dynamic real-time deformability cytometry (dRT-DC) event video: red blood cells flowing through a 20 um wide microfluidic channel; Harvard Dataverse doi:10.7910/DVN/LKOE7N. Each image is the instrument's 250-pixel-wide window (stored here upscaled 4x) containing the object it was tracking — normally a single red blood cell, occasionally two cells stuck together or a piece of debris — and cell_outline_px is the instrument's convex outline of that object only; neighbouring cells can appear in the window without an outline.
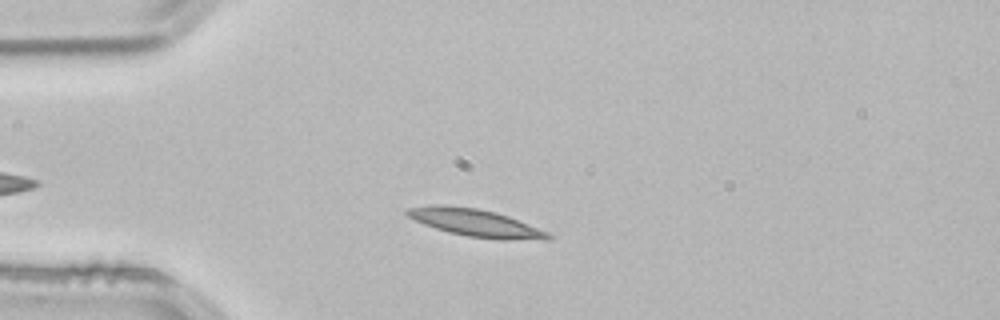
{"species": "common noctule bat (a hibernating species)", "species_latin": "Nyctalus noctula", "temperature_condition": "room temperature", "stored_images_in_passage": 43, "camera_frame_rate_fps": 3000, "um_per_image_px": 0.085, "animal": {"sex": "male", "body_mass_g": 21.5, "forearm_length_mm": 52.0}, "frame": {"image": 1, "passage_image": 10, "time_ms": 3.0, "image_size_px": [1000, 320], "cell_outline_px": [[552, 240], [500, 240], [468, 236], [448, 232], [424, 224], [408, 216], [404, 212], [408, 208], [432, 204], [448, 204], [476, 208], [496, 212], [508, 216], [548, 232], [552, 236]], "centroid_in_image_um": [40.44, 18.94], "position_along_channel_um": 44.6, "area_um2": 22.72}}
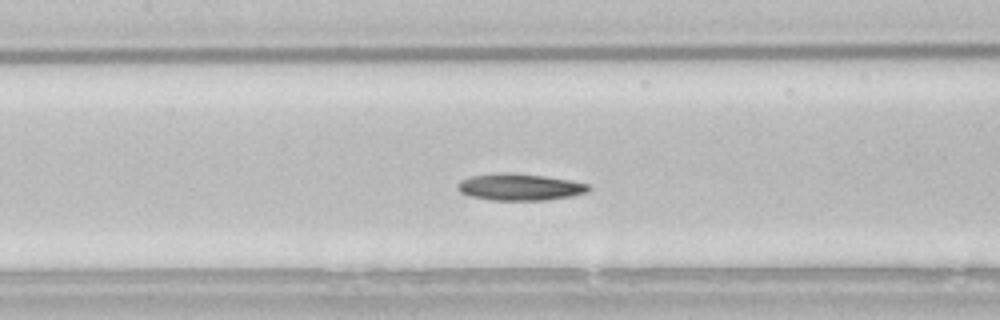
{"frame": {"image": 2, "passage_image": 21, "time_ms": 6.667, "image_size_px": [1000, 320], "cell_outline_px": [[592, 188], [588, 192], [572, 196], [548, 200], [492, 200], [468, 196], [460, 192], [456, 188], [456, 184], [460, 180], [472, 176], [508, 172], [544, 176], [568, 180], [588, 184]], "centroid_in_image_um": [44.17, 15.91], "position_along_channel_um": 163.2, "area_um2": 20.46}}
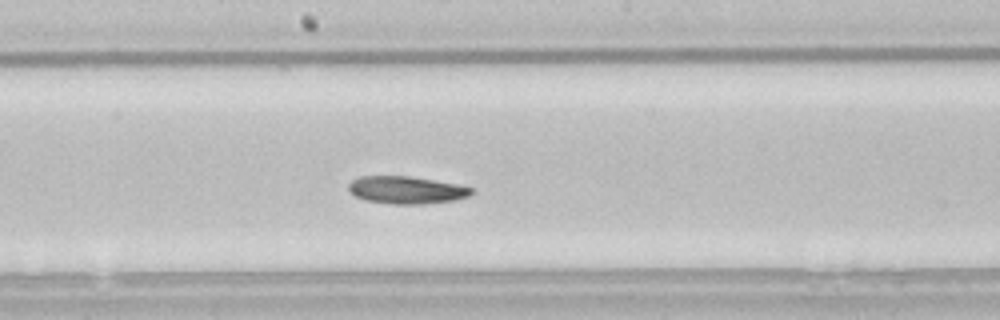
{"frame": {"image": 3, "passage_image": 25, "time_ms": 8.0, "image_size_px": [1000, 320], "cell_outline_px": [[476, 192], [468, 196], [456, 200], [424, 204], [392, 204], [364, 200], [348, 192], [348, 184], [352, 180], [360, 176], [408, 176], [456, 184], [476, 188]], "centroid_in_image_um": [34.56, 16.16], "position_along_channel_um": 213.6, "area_um2": 19.88}, "authors_computed_cell_mechanics": {"area_um2": 20.23, "velocity_mm_per_s": 3.7947, "shape_relaxation_time_tau1_ms": 4.595, "shape_relaxation_time_tau2_ms": null, "deformation_change_tau1": 0.12, "deformation_change_tau2": null}}